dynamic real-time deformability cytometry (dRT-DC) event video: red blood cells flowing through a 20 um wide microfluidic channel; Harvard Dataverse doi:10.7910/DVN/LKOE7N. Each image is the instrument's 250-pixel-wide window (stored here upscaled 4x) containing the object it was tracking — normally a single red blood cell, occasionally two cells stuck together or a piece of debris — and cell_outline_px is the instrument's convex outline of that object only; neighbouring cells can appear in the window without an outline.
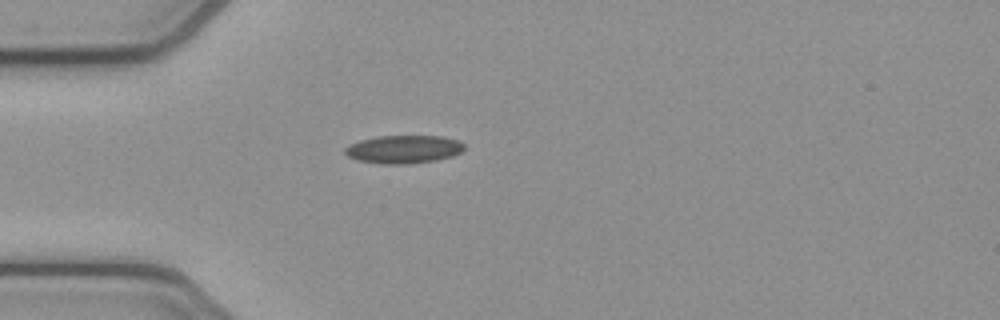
{"species": "common noctule bat (a hibernating species)", "species_latin": "Nyctalus noctula", "temperature_condition": "cold", "stored_images_in_passage": 2, "camera_frame_rate_fps": 3000, "um_per_image_px": 0.085, "animal": {"sex": "female", "body_mass_g": 21.9}, "frame": {"image": 1, "passage_image": 1, "time_ms": 0.0, "image_size_px": [1000, 320], "cell_outline_px": [[464, 148], [460, 152], [452, 156], [436, 160], [408, 164], [384, 164], [356, 160], [348, 156], [344, 152], [344, 148], [360, 140], [376, 136], [444, 136], [460, 140], [464, 144]], "centroid_in_image_um": [34.32, 12.68], "position_along_channel_um": 50.7, "area_um2": 19.59}}